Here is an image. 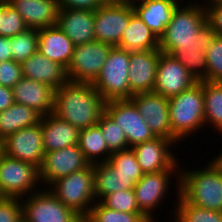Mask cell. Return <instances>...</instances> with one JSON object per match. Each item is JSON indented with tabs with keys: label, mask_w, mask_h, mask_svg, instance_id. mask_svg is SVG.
<instances>
[{
	"label": "cell",
	"mask_w": 222,
	"mask_h": 222,
	"mask_svg": "<svg viewBox=\"0 0 222 222\" xmlns=\"http://www.w3.org/2000/svg\"><path fill=\"white\" fill-rule=\"evenodd\" d=\"M215 37L207 23L206 7L179 4L159 38V49L178 60L197 81H207L205 51Z\"/></svg>",
	"instance_id": "1"
},
{
	"label": "cell",
	"mask_w": 222,
	"mask_h": 222,
	"mask_svg": "<svg viewBox=\"0 0 222 222\" xmlns=\"http://www.w3.org/2000/svg\"><path fill=\"white\" fill-rule=\"evenodd\" d=\"M105 103L92 83L67 80L55 90L53 113L82 130L99 122Z\"/></svg>",
	"instance_id": "2"
},
{
	"label": "cell",
	"mask_w": 222,
	"mask_h": 222,
	"mask_svg": "<svg viewBox=\"0 0 222 222\" xmlns=\"http://www.w3.org/2000/svg\"><path fill=\"white\" fill-rule=\"evenodd\" d=\"M205 165L195 170L180 168L179 194L194 206L222 211V170L211 160Z\"/></svg>",
	"instance_id": "3"
},
{
	"label": "cell",
	"mask_w": 222,
	"mask_h": 222,
	"mask_svg": "<svg viewBox=\"0 0 222 222\" xmlns=\"http://www.w3.org/2000/svg\"><path fill=\"white\" fill-rule=\"evenodd\" d=\"M169 118L172 141L176 146L188 136L193 137L200 132V129L205 130L203 80L197 81L177 96L169 98Z\"/></svg>",
	"instance_id": "4"
},
{
	"label": "cell",
	"mask_w": 222,
	"mask_h": 222,
	"mask_svg": "<svg viewBox=\"0 0 222 222\" xmlns=\"http://www.w3.org/2000/svg\"><path fill=\"white\" fill-rule=\"evenodd\" d=\"M47 189L83 220L96 202L93 164L54 181Z\"/></svg>",
	"instance_id": "5"
},
{
	"label": "cell",
	"mask_w": 222,
	"mask_h": 222,
	"mask_svg": "<svg viewBox=\"0 0 222 222\" xmlns=\"http://www.w3.org/2000/svg\"><path fill=\"white\" fill-rule=\"evenodd\" d=\"M129 61L130 51L112 47L99 76L92 83L105 102L130 100Z\"/></svg>",
	"instance_id": "6"
},
{
	"label": "cell",
	"mask_w": 222,
	"mask_h": 222,
	"mask_svg": "<svg viewBox=\"0 0 222 222\" xmlns=\"http://www.w3.org/2000/svg\"><path fill=\"white\" fill-rule=\"evenodd\" d=\"M40 183L37 166L11 158L0 151V193L3 197L21 199L40 191L37 188L38 185L42 186Z\"/></svg>",
	"instance_id": "7"
},
{
	"label": "cell",
	"mask_w": 222,
	"mask_h": 222,
	"mask_svg": "<svg viewBox=\"0 0 222 222\" xmlns=\"http://www.w3.org/2000/svg\"><path fill=\"white\" fill-rule=\"evenodd\" d=\"M179 174L180 169H168L157 173H144L143 177L135 184L133 191L139 210L151 222H157L153 213L157 207H161L163 200L168 198L166 196L168 194L170 195L168 191H170V184H173L172 178L176 179L174 188L177 193L175 194H179Z\"/></svg>",
	"instance_id": "8"
},
{
	"label": "cell",
	"mask_w": 222,
	"mask_h": 222,
	"mask_svg": "<svg viewBox=\"0 0 222 222\" xmlns=\"http://www.w3.org/2000/svg\"><path fill=\"white\" fill-rule=\"evenodd\" d=\"M23 222H83L47 188L21 198Z\"/></svg>",
	"instance_id": "9"
},
{
	"label": "cell",
	"mask_w": 222,
	"mask_h": 222,
	"mask_svg": "<svg viewBox=\"0 0 222 222\" xmlns=\"http://www.w3.org/2000/svg\"><path fill=\"white\" fill-rule=\"evenodd\" d=\"M112 47L99 41L75 46L66 69L68 80L93 83L99 76Z\"/></svg>",
	"instance_id": "10"
},
{
	"label": "cell",
	"mask_w": 222,
	"mask_h": 222,
	"mask_svg": "<svg viewBox=\"0 0 222 222\" xmlns=\"http://www.w3.org/2000/svg\"><path fill=\"white\" fill-rule=\"evenodd\" d=\"M134 14L132 4L105 2L94 11L95 41L118 46Z\"/></svg>",
	"instance_id": "11"
},
{
	"label": "cell",
	"mask_w": 222,
	"mask_h": 222,
	"mask_svg": "<svg viewBox=\"0 0 222 222\" xmlns=\"http://www.w3.org/2000/svg\"><path fill=\"white\" fill-rule=\"evenodd\" d=\"M105 111L124 132L129 148L157 137L131 100L108 101Z\"/></svg>",
	"instance_id": "12"
},
{
	"label": "cell",
	"mask_w": 222,
	"mask_h": 222,
	"mask_svg": "<svg viewBox=\"0 0 222 222\" xmlns=\"http://www.w3.org/2000/svg\"><path fill=\"white\" fill-rule=\"evenodd\" d=\"M0 150L11 158L32 163L40 168L45 155L40 122L8 135L0 142Z\"/></svg>",
	"instance_id": "13"
},
{
	"label": "cell",
	"mask_w": 222,
	"mask_h": 222,
	"mask_svg": "<svg viewBox=\"0 0 222 222\" xmlns=\"http://www.w3.org/2000/svg\"><path fill=\"white\" fill-rule=\"evenodd\" d=\"M89 165L90 163L85 159L79 145L47 152L39 168L40 181L44 184L42 186L48 188L54 181L84 169Z\"/></svg>",
	"instance_id": "14"
},
{
	"label": "cell",
	"mask_w": 222,
	"mask_h": 222,
	"mask_svg": "<svg viewBox=\"0 0 222 222\" xmlns=\"http://www.w3.org/2000/svg\"><path fill=\"white\" fill-rule=\"evenodd\" d=\"M196 82L197 80L178 60L170 54L160 52L153 92L169 99Z\"/></svg>",
	"instance_id": "15"
},
{
	"label": "cell",
	"mask_w": 222,
	"mask_h": 222,
	"mask_svg": "<svg viewBox=\"0 0 222 222\" xmlns=\"http://www.w3.org/2000/svg\"><path fill=\"white\" fill-rule=\"evenodd\" d=\"M176 144L167 138L156 137L132 147L137 162L144 173H157L168 169H180L176 154L172 153V147Z\"/></svg>",
	"instance_id": "16"
},
{
	"label": "cell",
	"mask_w": 222,
	"mask_h": 222,
	"mask_svg": "<svg viewBox=\"0 0 222 222\" xmlns=\"http://www.w3.org/2000/svg\"><path fill=\"white\" fill-rule=\"evenodd\" d=\"M130 100L135 104L150 130L157 137L172 140L169 99L155 92L138 93Z\"/></svg>",
	"instance_id": "17"
},
{
	"label": "cell",
	"mask_w": 222,
	"mask_h": 222,
	"mask_svg": "<svg viewBox=\"0 0 222 222\" xmlns=\"http://www.w3.org/2000/svg\"><path fill=\"white\" fill-rule=\"evenodd\" d=\"M160 49L130 51L128 79L131 97L138 93L153 92Z\"/></svg>",
	"instance_id": "18"
},
{
	"label": "cell",
	"mask_w": 222,
	"mask_h": 222,
	"mask_svg": "<svg viewBox=\"0 0 222 222\" xmlns=\"http://www.w3.org/2000/svg\"><path fill=\"white\" fill-rule=\"evenodd\" d=\"M12 89L15 103L33 108L41 116L53 113L55 89L51 86L22 77Z\"/></svg>",
	"instance_id": "19"
},
{
	"label": "cell",
	"mask_w": 222,
	"mask_h": 222,
	"mask_svg": "<svg viewBox=\"0 0 222 222\" xmlns=\"http://www.w3.org/2000/svg\"><path fill=\"white\" fill-rule=\"evenodd\" d=\"M57 26L75 46L95 41L93 11L59 9Z\"/></svg>",
	"instance_id": "20"
},
{
	"label": "cell",
	"mask_w": 222,
	"mask_h": 222,
	"mask_svg": "<svg viewBox=\"0 0 222 222\" xmlns=\"http://www.w3.org/2000/svg\"><path fill=\"white\" fill-rule=\"evenodd\" d=\"M44 153L78 145L80 130L54 113L41 116Z\"/></svg>",
	"instance_id": "21"
},
{
	"label": "cell",
	"mask_w": 222,
	"mask_h": 222,
	"mask_svg": "<svg viewBox=\"0 0 222 222\" xmlns=\"http://www.w3.org/2000/svg\"><path fill=\"white\" fill-rule=\"evenodd\" d=\"M23 18L24 23L31 29H43L57 25V0H6Z\"/></svg>",
	"instance_id": "22"
},
{
	"label": "cell",
	"mask_w": 222,
	"mask_h": 222,
	"mask_svg": "<svg viewBox=\"0 0 222 222\" xmlns=\"http://www.w3.org/2000/svg\"><path fill=\"white\" fill-rule=\"evenodd\" d=\"M179 0H139L132 4L134 13L159 39L170 22L173 11L183 2Z\"/></svg>",
	"instance_id": "23"
},
{
	"label": "cell",
	"mask_w": 222,
	"mask_h": 222,
	"mask_svg": "<svg viewBox=\"0 0 222 222\" xmlns=\"http://www.w3.org/2000/svg\"><path fill=\"white\" fill-rule=\"evenodd\" d=\"M74 48L71 39L57 25L38 30V51L65 69L71 61Z\"/></svg>",
	"instance_id": "24"
},
{
	"label": "cell",
	"mask_w": 222,
	"mask_h": 222,
	"mask_svg": "<svg viewBox=\"0 0 222 222\" xmlns=\"http://www.w3.org/2000/svg\"><path fill=\"white\" fill-rule=\"evenodd\" d=\"M23 77L45 83L55 90L67 80L66 69L39 51L21 63Z\"/></svg>",
	"instance_id": "25"
},
{
	"label": "cell",
	"mask_w": 222,
	"mask_h": 222,
	"mask_svg": "<svg viewBox=\"0 0 222 222\" xmlns=\"http://www.w3.org/2000/svg\"><path fill=\"white\" fill-rule=\"evenodd\" d=\"M93 171L96 201L114 192L133 189L137 183L132 176H124L116 172L108 162L93 164Z\"/></svg>",
	"instance_id": "26"
},
{
	"label": "cell",
	"mask_w": 222,
	"mask_h": 222,
	"mask_svg": "<svg viewBox=\"0 0 222 222\" xmlns=\"http://www.w3.org/2000/svg\"><path fill=\"white\" fill-rule=\"evenodd\" d=\"M128 51H146L159 49V39L150 28L134 14L124 30L117 46Z\"/></svg>",
	"instance_id": "27"
},
{
	"label": "cell",
	"mask_w": 222,
	"mask_h": 222,
	"mask_svg": "<svg viewBox=\"0 0 222 222\" xmlns=\"http://www.w3.org/2000/svg\"><path fill=\"white\" fill-rule=\"evenodd\" d=\"M41 115L26 105L13 103L0 112V142L14 132L40 122Z\"/></svg>",
	"instance_id": "28"
},
{
	"label": "cell",
	"mask_w": 222,
	"mask_h": 222,
	"mask_svg": "<svg viewBox=\"0 0 222 222\" xmlns=\"http://www.w3.org/2000/svg\"><path fill=\"white\" fill-rule=\"evenodd\" d=\"M78 145L90 164L107 162L112 154L98 124L80 130Z\"/></svg>",
	"instance_id": "29"
},
{
	"label": "cell",
	"mask_w": 222,
	"mask_h": 222,
	"mask_svg": "<svg viewBox=\"0 0 222 222\" xmlns=\"http://www.w3.org/2000/svg\"><path fill=\"white\" fill-rule=\"evenodd\" d=\"M203 95L205 127L222 134V83L203 80Z\"/></svg>",
	"instance_id": "30"
},
{
	"label": "cell",
	"mask_w": 222,
	"mask_h": 222,
	"mask_svg": "<svg viewBox=\"0 0 222 222\" xmlns=\"http://www.w3.org/2000/svg\"><path fill=\"white\" fill-rule=\"evenodd\" d=\"M175 199L172 222H222V211L200 208L187 202L180 194ZM175 220V221H174Z\"/></svg>",
	"instance_id": "31"
},
{
	"label": "cell",
	"mask_w": 222,
	"mask_h": 222,
	"mask_svg": "<svg viewBox=\"0 0 222 222\" xmlns=\"http://www.w3.org/2000/svg\"><path fill=\"white\" fill-rule=\"evenodd\" d=\"M83 222H151L143 213H126L108 209L99 201L91 207Z\"/></svg>",
	"instance_id": "32"
},
{
	"label": "cell",
	"mask_w": 222,
	"mask_h": 222,
	"mask_svg": "<svg viewBox=\"0 0 222 222\" xmlns=\"http://www.w3.org/2000/svg\"><path fill=\"white\" fill-rule=\"evenodd\" d=\"M107 162L121 175L132 176L135 182L144 175L132 148L112 152Z\"/></svg>",
	"instance_id": "33"
},
{
	"label": "cell",
	"mask_w": 222,
	"mask_h": 222,
	"mask_svg": "<svg viewBox=\"0 0 222 222\" xmlns=\"http://www.w3.org/2000/svg\"><path fill=\"white\" fill-rule=\"evenodd\" d=\"M38 51V30L27 28L12 37V60L22 63Z\"/></svg>",
	"instance_id": "34"
},
{
	"label": "cell",
	"mask_w": 222,
	"mask_h": 222,
	"mask_svg": "<svg viewBox=\"0 0 222 222\" xmlns=\"http://www.w3.org/2000/svg\"><path fill=\"white\" fill-rule=\"evenodd\" d=\"M111 152L126 150L129 148L127 138L122 129L117 126L112 117L104 111L97 123Z\"/></svg>",
	"instance_id": "35"
},
{
	"label": "cell",
	"mask_w": 222,
	"mask_h": 222,
	"mask_svg": "<svg viewBox=\"0 0 222 222\" xmlns=\"http://www.w3.org/2000/svg\"><path fill=\"white\" fill-rule=\"evenodd\" d=\"M27 28L16 9L6 0H0V36L14 37Z\"/></svg>",
	"instance_id": "36"
},
{
	"label": "cell",
	"mask_w": 222,
	"mask_h": 222,
	"mask_svg": "<svg viewBox=\"0 0 222 222\" xmlns=\"http://www.w3.org/2000/svg\"><path fill=\"white\" fill-rule=\"evenodd\" d=\"M99 202L108 209L126 213H142L139 210L133 189L108 194Z\"/></svg>",
	"instance_id": "37"
},
{
	"label": "cell",
	"mask_w": 222,
	"mask_h": 222,
	"mask_svg": "<svg viewBox=\"0 0 222 222\" xmlns=\"http://www.w3.org/2000/svg\"><path fill=\"white\" fill-rule=\"evenodd\" d=\"M207 64V81H222V37L216 36L205 51Z\"/></svg>",
	"instance_id": "38"
},
{
	"label": "cell",
	"mask_w": 222,
	"mask_h": 222,
	"mask_svg": "<svg viewBox=\"0 0 222 222\" xmlns=\"http://www.w3.org/2000/svg\"><path fill=\"white\" fill-rule=\"evenodd\" d=\"M0 222H23L20 198L3 197L0 200Z\"/></svg>",
	"instance_id": "39"
},
{
	"label": "cell",
	"mask_w": 222,
	"mask_h": 222,
	"mask_svg": "<svg viewBox=\"0 0 222 222\" xmlns=\"http://www.w3.org/2000/svg\"><path fill=\"white\" fill-rule=\"evenodd\" d=\"M22 77L21 63L14 60L0 62V85L13 88Z\"/></svg>",
	"instance_id": "40"
},
{
	"label": "cell",
	"mask_w": 222,
	"mask_h": 222,
	"mask_svg": "<svg viewBox=\"0 0 222 222\" xmlns=\"http://www.w3.org/2000/svg\"><path fill=\"white\" fill-rule=\"evenodd\" d=\"M207 23L215 31L216 36L222 37V3H209L206 6Z\"/></svg>",
	"instance_id": "41"
},
{
	"label": "cell",
	"mask_w": 222,
	"mask_h": 222,
	"mask_svg": "<svg viewBox=\"0 0 222 222\" xmlns=\"http://www.w3.org/2000/svg\"><path fill=\"white\" fill-rule=\"evenodd\" d=\"M59 9H82L95 11L100 8L104 0H57Z\"/></svg>",
	"instance_id": "42"
},
{
	"label": "cell",
	"mask_w": 222,
	"mask_h": 222,
	"mask_svg": "<svg viewBox=\"0 0 222 222\" xmlns=\"http://www.w3.org/2000/svg\"><path fill=\"white\" fill-rule=\"evenodd\" d=\"M14 103L13 89L0 85V112Z\"/></svg>",
	"instance_id": "43"
},
{
	"label": "cell",
	"mask_w": 222,
	"mask_h": 222,
	"mask_svg": "<svg viewBox=\"0 0 222 222\" xmlns=\"http://www.w3.org/2000/svg\"><path fill=\"white\" fill-rule=\"evenodd\" d=\"M12 37L0 36V62L12 60Z\"/></svg>",
	"instance_id": "44"
},
{
	"label": "cell",
	"mask_w": 222,
	"mask_h": 222,
	"mask_svg": "<svg viewBox=\"0 0 222 222\" xmlns=\"http://www.w3.org/2000/svg\"><path fill=\"white\" fill-rule=\"evenodd\" d=\"M222 136V134H220ZM211 161L220 169L222 170V151L218 153L215 157H210Z\"/></svg>",
	"instance_id": "45"
},
{
	"label": "cell",
	"mask_w": 222,
	"mask_h": 222,
	"mask_svg": "<svg viewBox=\"0 0 222 222\" xmlns=\"http://www.w3.org/2000/svg\"><path fill=\"white\" fill-rule=\"evenodd\" d=\"M106 3L134 4L139 0H104Z\"/></svg>",
	"instance_id": "46"
},
{
	"label": "cell",
	"mask_w": 222,
	"mask_h": 222,
	"mask_svg": "<svg viewBox=\"0 0 222 222\" xmlns=\"http://www.w3.org/2000/svg\"><path fill=\"white\" fill-rule=\"evenodd\" d=\"M188 1V0H187ZM191 2H190V5H201V6H204V7H206L209 3H211V0H190ZM192 1H194V2H192Z\"/></svg>",
	"instance_id": "47"
},
{
	"label": "cell",
	"mask_w": 222,
	"mask_h": 222,
	"mask_svg": "<svg viewBox=\"0 0 222 222\" xmlns=\"http://www.w3.org/2000/svg\"><path fill=\"white\" fill-rule=\"evenodd\" d=\"M211 3H222V0H211Z\"/></svg>",
	"instance_id": "48"
}]
</instances>
